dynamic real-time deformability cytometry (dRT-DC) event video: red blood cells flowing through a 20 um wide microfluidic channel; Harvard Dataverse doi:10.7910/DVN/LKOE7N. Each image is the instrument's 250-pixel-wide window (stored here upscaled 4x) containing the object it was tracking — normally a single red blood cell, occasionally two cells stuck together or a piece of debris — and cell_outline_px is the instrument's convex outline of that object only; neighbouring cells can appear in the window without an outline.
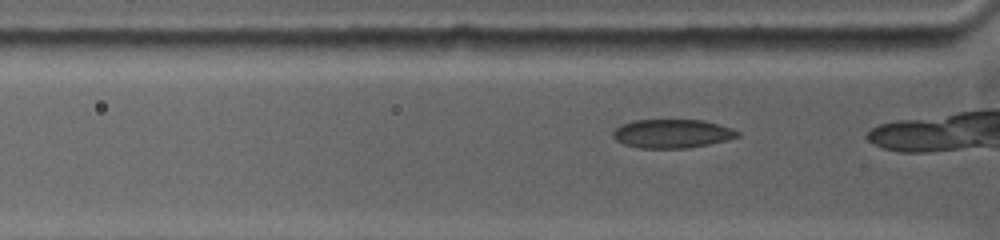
{"species": "common noctule bat (a hibernating species)", "species_latin": "Nyctalus noctula", "temperature_condition": "warm", "stored_images_in_passage": 27, "camera_frame_rate_fps": 5000, "um_per_image_px": 0.085, "animal": {"sex": "female", "body_mass_g": 19.0, "forearm_length_mm": 53.3}, "frame": {"image": 1, "passage_image": 4, "time_ms": 0.6, "image_size_px": [1000, 240], "cell_outline_px": [[740, 136], [728, 140], [708, 144], [684, 148], [640, 148], [624, 144], [616, 140], [612, 136], [612, 132], [616, 128], [632, 120], [700, 120], [732, 128], [740, 132]], "centroid_in_image_um": [57.13, 11.36], "position_along_channel_um": 68.7, "area_um2": 20.69}}
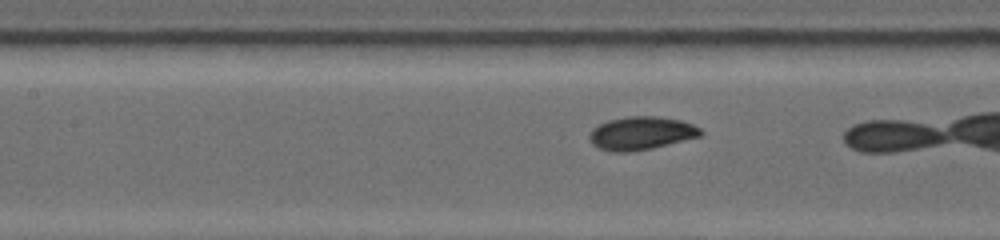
{"frame": {"image": 2, "passage_image": 15, "time_ms": 2.8, "image_size_px": [1000, 240], "cell_outline_px": [[704, 132], [700, 136], [652, 148], [624, 152], [620, 152], [600, 148], [588, 136], [592, 128], [608, 120], [628, 116], [656, 116], [680, 120], [692, 124], [700, 128]], "centroid_in_image_um": [54.53, 11.3], "position_along_channel_um": 152.9, "area_um2": 21.1}}
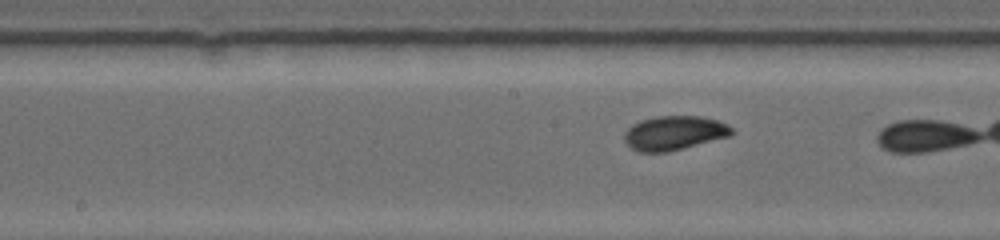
{"frame": {"image": 3, "passage_image": 20, "time_ms": 3.8, "image_size_px": [1000, 240], "cell_outline_px": [[732, 132], [728, 136], [664, 152], [640, 152], [632, 148], [624, 140], [624, 132], [632, 124], [640, 120], [656, 116], [700, 116], [716, 120], [728, 124], [732, 128]], "centroid_in_image_um": [57.25, 11.28], "position_along_channel_um": 190.9, "area_um2": 20.98}}